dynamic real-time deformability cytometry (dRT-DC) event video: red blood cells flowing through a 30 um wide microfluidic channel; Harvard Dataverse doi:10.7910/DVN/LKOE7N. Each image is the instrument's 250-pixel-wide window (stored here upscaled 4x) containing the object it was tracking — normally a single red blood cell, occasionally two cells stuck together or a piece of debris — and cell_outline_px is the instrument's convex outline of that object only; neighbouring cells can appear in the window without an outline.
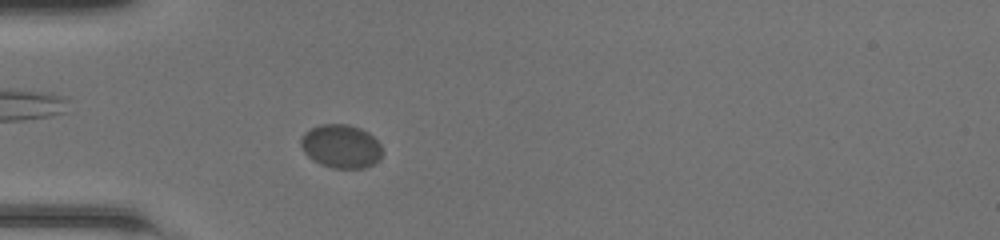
{"species": "common noctule bat (a hibernating species)", "species_latin": "Nyctalus noctula", "temperature_condition": "room temperature", "stored_images_in_passage": 42, "camera_frame_rate_fps": 3000, "um_per_image_px": 0.085, "animal": {"sex": "female", "body_mass_g": 20.0, "forearm_length_mm": 54.0}, "frame": {"image": 1, "passage_image": 8, "time_ms": 2.333, "image_size_px": [1000, 240], "cell_outline_px": [[380, 156], [372, 164], [364, 168], [332, 168], [320, 164], [312, 160], [304, 152], [300, 144], [300, 136], [304, 132], [320, 124], [348, 124], [360, 128], [368, 132], [380, 144]], "centroid_in_image_um": [28.93, 12.42], "position_along_channel_um": 56.1, "area_um2": 20.58}}
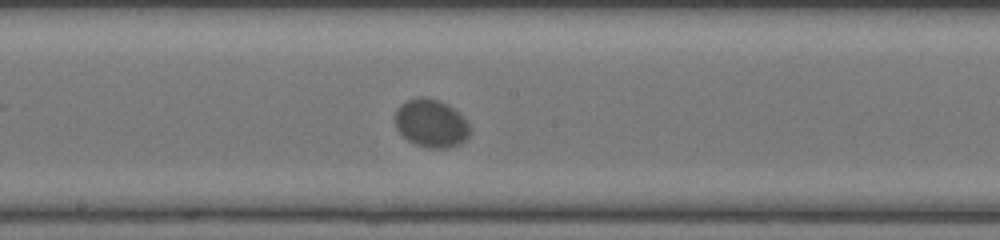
{"frame": {"image": 2, "passage_image": 20, "time_ms": 6.333, "image_size_px": [1000, 240], "cell_outline_px": [[472, 132], [460, 144], [448, 148], [428, 148], [416, 144], [408, 140], [396, 128], [396, 108], [400, 104], [416, 96], [428, 96], [440, 100], [448, 104], [472, 128]], "centroid_in_image_um": [36.64, 10.47], "position_along_channel_um": 211.6, "area_um2": 21.04}}
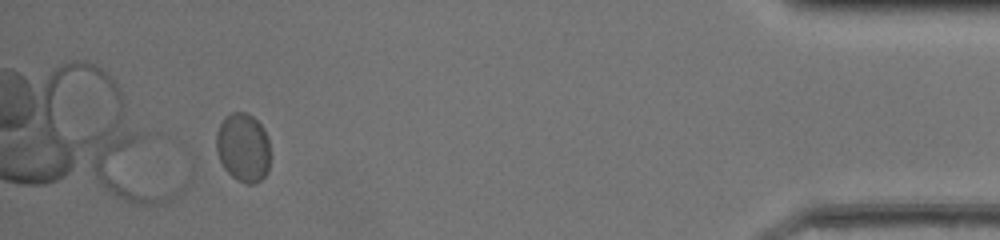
{"frame": {"image": 3, "passage_image": 39, "time_ms": 12.667, "image_size_px": [1000, 240], "cell_outline_px": [[268, 172], [256, 184], [248, 184], [236, 180], [224, 168], [220, 160], [216, 148], [216, 132], [224, 116], [232, 112], [248, 112], [264, 128], [268, 136]], "centroid_in_image_um": [20.65, 12.52], "position_along_channel_um": 414.5, "area_um2": 21.73}, "authors_computed_cell_mechanics": {"area_um2": 20.8369, "velocity_mm_per_s": 4.1447, "shape_relaxation_time_tau1_ms": 1.2326, "shape_relaxation_time_tau2_ms": null, "deformation_change_tau1": 0.0239, "deformation_change_tau2": null}}